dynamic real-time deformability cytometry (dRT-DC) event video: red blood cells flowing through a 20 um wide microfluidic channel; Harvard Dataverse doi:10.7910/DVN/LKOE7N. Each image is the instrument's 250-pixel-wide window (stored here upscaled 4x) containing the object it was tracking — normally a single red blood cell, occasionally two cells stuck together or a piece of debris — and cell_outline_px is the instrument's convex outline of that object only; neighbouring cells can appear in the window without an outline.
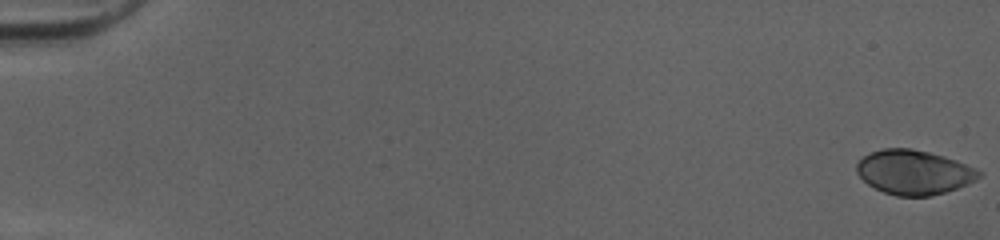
{"species": "human", "species_latin": "Homo sapiens", "temperature_condition": "cold", "stored_images_in_passage": 12, "camera_frame_rate_fps": 3000, "um_per_image_px": 0.085, "donor": {"sex": "female"}, "frame": {"image": 1, "passage_image": 1, "time_ms": 0.0, "image_size_px": [1000, 240], "cell_outline_px": [[984, 172], [976, 180], [968, 184], [932, 196], [896, 196], [884, 192], [868, 184], [856, 172], [856, 164], [864, 156], [872, 152], [884, 148], [912, 148], [944, 156], [956, 160]], "centroid_in_image_um": [77.69, 14.64], "position_along_channel_um": 7.3, "area_um2": 31.56}}